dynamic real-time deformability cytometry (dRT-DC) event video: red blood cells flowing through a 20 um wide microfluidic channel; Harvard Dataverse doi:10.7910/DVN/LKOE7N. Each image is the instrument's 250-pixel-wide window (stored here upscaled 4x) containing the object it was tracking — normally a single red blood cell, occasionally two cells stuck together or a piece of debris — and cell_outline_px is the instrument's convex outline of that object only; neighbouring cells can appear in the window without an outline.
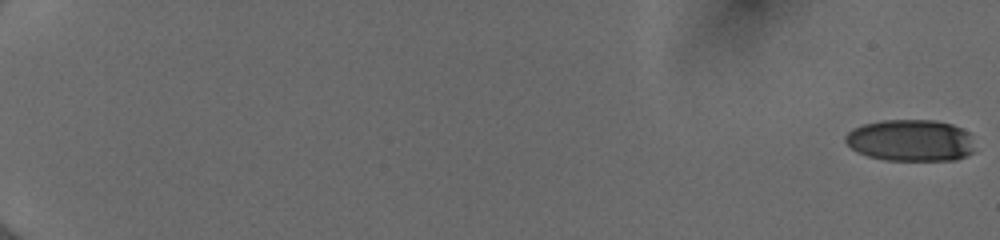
{"species": "human", "species_latin": "Homo sapiens", "temperature_condition": "cold", "stored_images_in_passage": 54, "camera_frame_rate_fps": 3000, "um_per_image_px": 0.085, "donor": {"sex": "female"}, "frame": {"image": 1, "passage_image": 1, "time_ms": 0.0, "image_size_px": [1000, 240], "cell_outline_px": [[972, 152], [956, 160], [884, 160], [868, 156], [856, 152], [844, 140], [844, 136], [852, 128], [864, 124], [884, 120], [936, 120], [952, 124], [968, 132], [972, 148]], "centroid_in_image_um": [77.35, 11.93], "position_along_channel_um": 7.7, "area_um2": 31.33}}
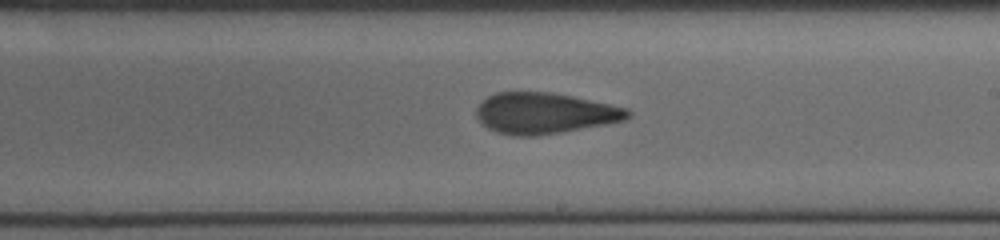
{"frame": {"image": 2, "passage_image": 36, "time_ms": 11.667, "image_size_px": [1000, 240], "cell_outline_px": [[632, 116], [624, 120], [604, 124], [560, 132], [536, 136], [512, 136], [496, 132], [488, 128], [476, 116], [476, 108], [488, 96], [496, 92], [548, 92], [572, 96], [628, 108], [632, 112]], "centroid_in_image_um": [46.29, 9.62], "position_along_channel_um": 242.7, "area_um2": 35.95}}
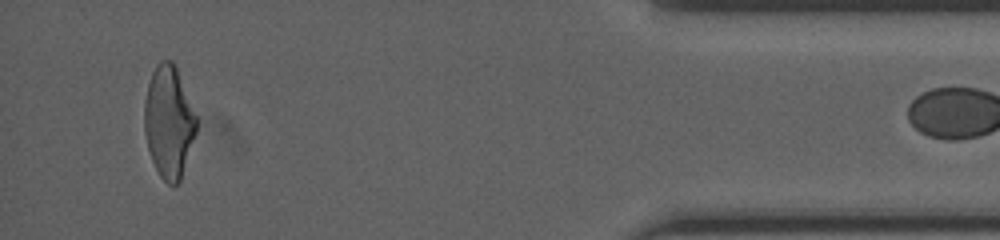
{"frame": {"image": 3, "passage_image": 53, "time_ms": 17.333, "image_size_px": [1000, 240], "cell_outline_px": [[196, 132], [180, 180], [172, 188], [160, 176], [152, 160], [148, 148], [144, 132], [144, 100], [148, 84], [152, 72], [156, 64], [160, 60], [172, 60], [176, 68], [196, 116]], "centroid_in_image_um": [14.32, 10.36], "position_along_channel_um": 420.9, "area_um2": 33.64}}